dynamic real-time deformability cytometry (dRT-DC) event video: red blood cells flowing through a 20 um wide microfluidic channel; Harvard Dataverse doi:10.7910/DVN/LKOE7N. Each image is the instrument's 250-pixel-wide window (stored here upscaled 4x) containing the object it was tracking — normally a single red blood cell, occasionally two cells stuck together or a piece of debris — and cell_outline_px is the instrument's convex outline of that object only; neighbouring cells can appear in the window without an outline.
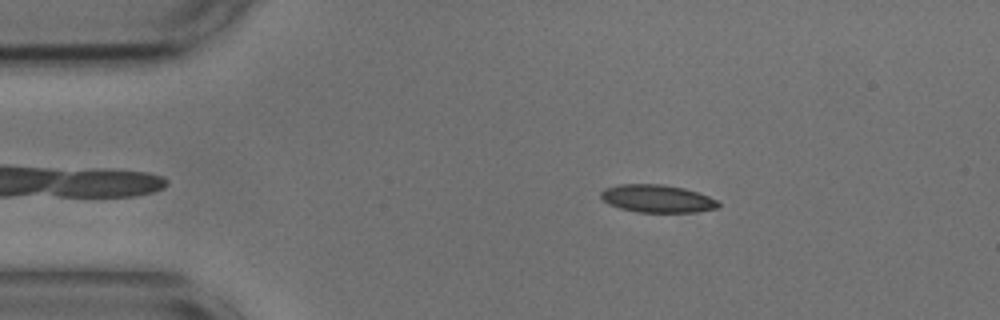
{"species": "common noctule bat (a hibernating species)", "species_latin": "Nyctalus noctula", "temperature_condition": "cold", "stored_images_in_passage": 7, "camera_frame_rate_fps": 3000, "um_per_image_px": 0.085, "animal": {"sex": "male", "body_mass_g": 17.9, "forearm_length_mm": 54.2}, "frame": {"image": 1, "passage_image": 1, "time_ms": 0.0, "image_size_px": [1000, 320], "cell_outline_px": [[720, 208], [696, 212], [636, 212], [620, 208], [608, 204], [600, 196], [600, 192], [604, 188], [620, 184], [660, 184], [684, 188], [708, 196], [716, 200], [720, 204]], "centroid_in_image_um": [55.85, 16.89], "position_along_channel_um": 29.1, "area_um2": 19.02}}
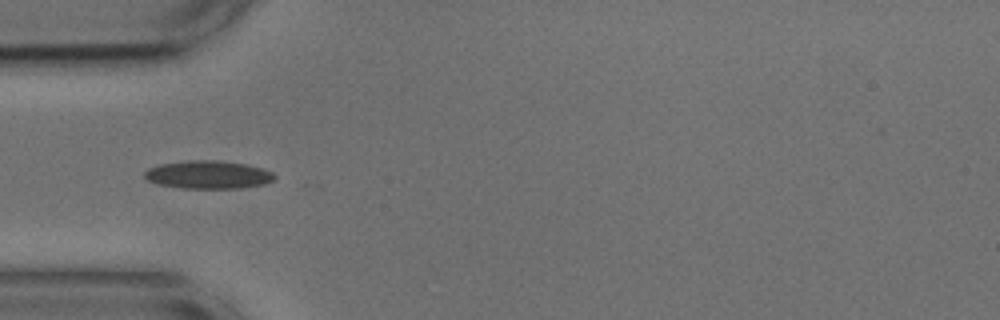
{"frame": {"image": 2, "passage_image": 3, "time_ms": 0.667, "image_size_px": [1000, 320], "cell_outline_px": [[276, 180], [264, 184], [240, 188], [184, 188], [160, 184], [148, 180], [144, 176], [144, 172], [148, 168], [160, 164], [188, 160], [216, 160], [248, 164], [272, 172], [276, 176]], "centroid_in_image_um": [17.73, 14.84], "position_along_channel_um": 67.3, "area_um2": 21.21}}